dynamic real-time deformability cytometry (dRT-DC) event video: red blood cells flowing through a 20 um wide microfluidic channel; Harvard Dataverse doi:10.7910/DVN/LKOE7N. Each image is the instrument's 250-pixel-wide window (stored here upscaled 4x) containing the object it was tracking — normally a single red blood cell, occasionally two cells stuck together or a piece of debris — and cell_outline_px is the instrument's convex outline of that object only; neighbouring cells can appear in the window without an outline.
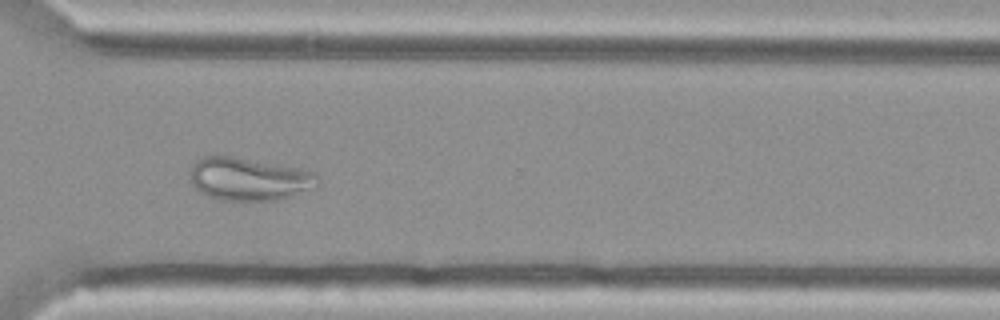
{"species": "Egyptian fruit bat (a non-hibernating species)", "species_latin": "Rousettus aegyptiacus", "temperature_condition": "cold", "stored_images_in_passage": 47, "camera_frame_rate_fps": 3000, "um_per_image_px": 0.085, "animal": {"sex": "female"}, "frame": {"image": 1, "passage_image": 33, "time_ms": 10.667, "image_size_px": [1000, 320], "cell_outline_px": [[320, 184], [316, 188], [292, 196], [276, 200], [220, 200], [208, 196], [200, 192], [192, 184], [188, 172], [192, 164], [196, 160], [204, 156], [220, 152], [300, 168], [316, 172], [320, 180]], "centroid_in_image_um": [21.15, 15.16], "position_along_channel_um": 349.4, "area_um2": 33.18}}
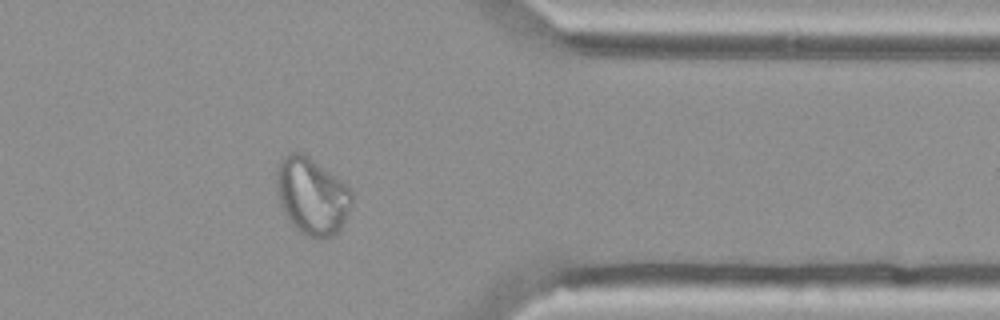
{"frame": {"image": 2, "passage_image": 37, "time_ms": 12.0, "image_size_px": [1000, 320], "cell_outline_px": [[352, 200], [348, 212], [340, 232], [332, 236], [320, 240], [316, 240], [304, 236], [292, 224], [284, 212], [280, 204], [276, 192], [276, 168], [280, 160], [288, 152], [300, 152], [308, 156], [348, 184], [352, 188]], "centroid_in_image_um": [26.52, 16.68], "position_along_channel_um": 384.9, "area_um2": 34.45}}